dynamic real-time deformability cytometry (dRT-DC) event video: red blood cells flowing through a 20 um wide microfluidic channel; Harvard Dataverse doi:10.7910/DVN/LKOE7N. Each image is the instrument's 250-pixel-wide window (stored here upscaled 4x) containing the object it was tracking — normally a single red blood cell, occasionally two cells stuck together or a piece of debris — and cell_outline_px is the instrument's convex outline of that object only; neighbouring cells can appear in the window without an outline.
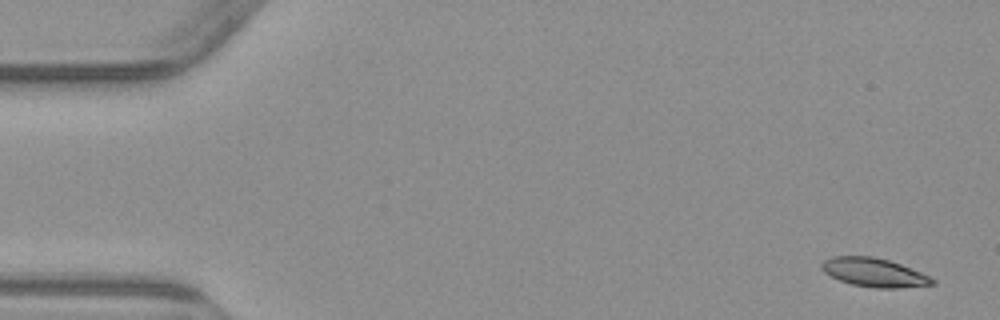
{"species": "common noctule bat (a hibernating species)", "species_latin": "Nyctalus noctula", "temperature_condition": "warm", "stored_images_in_passage": 5, "camera_frame_rate_fps": 3000, "um_per_image_px": 0.085, "animal": {"sex": "male", "body_mass_g": 23.1, "forearm_length_mm": 52.7}, "frame": {"image": 1, "passage_image": 1, "time_ms": 0.0, "image_size_px": [1000, 320], "cell_outline_px": [[936, 284], [896, 288], [876, 288], [852, 284], [840, 280], [824, 272], [820, 268], [820, 264], [824, 260], [832, 256], [872, 256], [888, 260], [900, 264], [920, 272], [936, 280]], "centroid_in_image_um": [74.28, 23.15], "position_along_channel_um": 10.7, "area_um2": 18.38}}
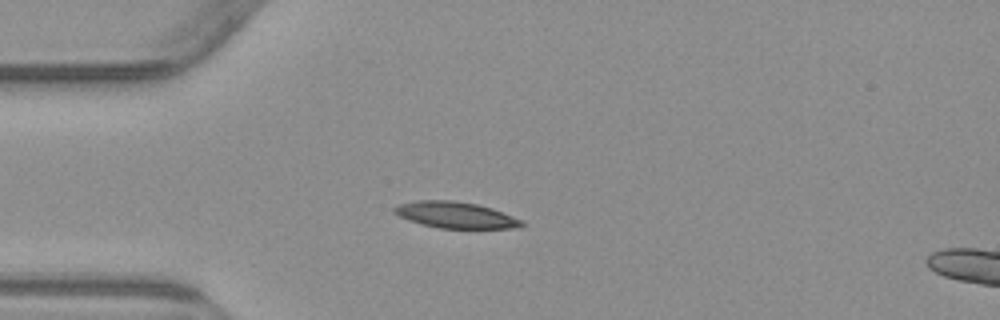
{"frame": {"image": 2, "passage_image": 4, "time_ms": 4.0, "image_size_px": [1000, 320], "cell_outline_px": [[524, 224], [520, 228], [440, 228], [408, 220], [392, 212], [392, 208], [400, 204], [420, 200], [452, 200], [476, 204], [492, 208], [524, 220]], "centroid_in_image_um": [38.75, 18.27], "position_along_channel_um": 46.2, "area_um2": 19.42}}